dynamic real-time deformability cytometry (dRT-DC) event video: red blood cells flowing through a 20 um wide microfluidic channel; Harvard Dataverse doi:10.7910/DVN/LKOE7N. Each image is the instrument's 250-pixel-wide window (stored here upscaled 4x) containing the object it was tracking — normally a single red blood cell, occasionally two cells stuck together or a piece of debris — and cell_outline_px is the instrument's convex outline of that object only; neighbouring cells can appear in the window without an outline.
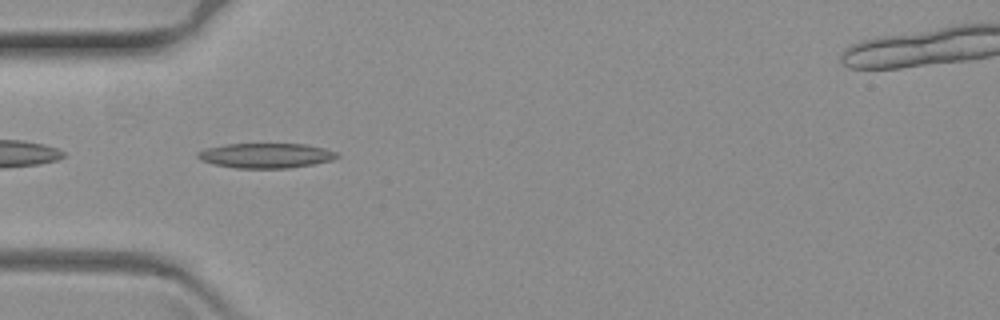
{"species": "common noctule bat (a hibernating species)", "species_latin": "Nyctalus noctula", "temperature_condition": "warm", "stored_images_in_passage": 45, "camera_frame_rate_fps": 3000, "um_per_image_px": 0.085, "animal": {"sex": "female", "body_mass_g": 19.3, "forearm_length_mm": 54.1}, "frame": {"image": 1, "passage_image": 2, "time_ms": 0.333, "image_size_px": [1000, 320], "cell_outline_px": [[340, 156], [332, 160], [312, 164], [288, 168], [236, 168], [212, 164], [200, 160], [196, 156], [196, 152], [208, 148], [224, 144], [304, 144], [324, 148], [336, 152]], "centroid_in_image_um": [22.57, 13.22], "position_along_channel_um": 62.4, "area_um2": 20.17}}
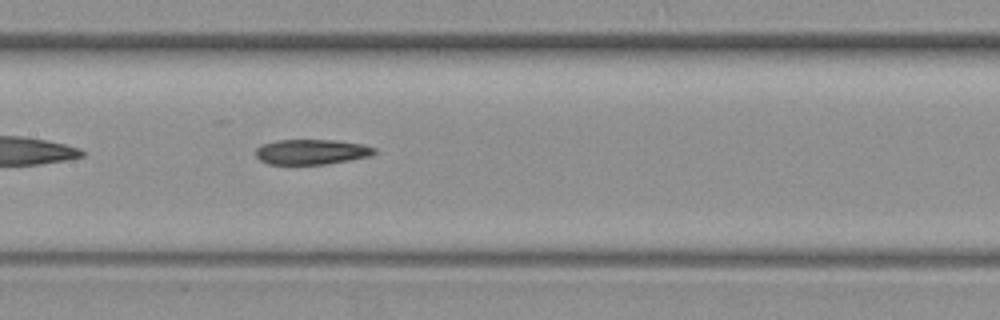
{"frame": {"image": 2, "passage_image": 13, "time_ms": 4.0, "image_size_px": [1000, 320], "cell_outline_px": [[376, 152], [372, 156], [328, 164], [268, 164], [260, 160], [256, 156], [256, 148], [260, 144], [276, 140], [336, 140], [364, 144], [376, 148]], "centroid_in_image_um": [26.5, 12.9], "position_along_channel_um": 180.9, "area_um2": 17.63}}
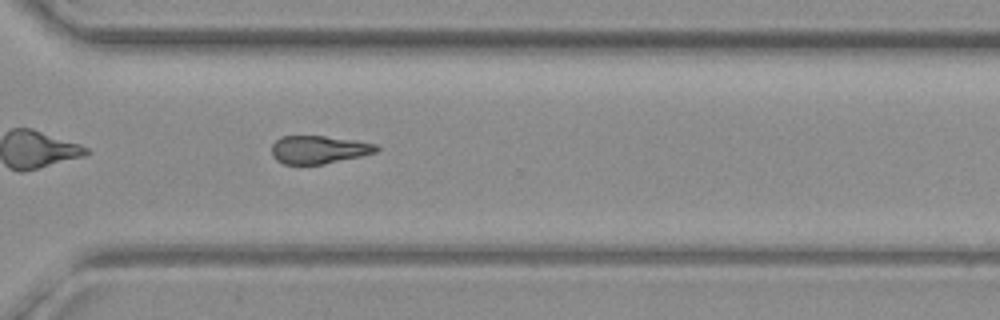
{"frame": {"image": 3, "passage_image": 28, "time_ms": 9.0, "image_size_px": [1000, 320], "cell_outline_px": [[380, 148], [376, 152], [360, 156], [324, 164], [284, 164], [276, 160], [272, 156], [272, 144], [280, 136], [324, 136], [356, 140], [376, 144]], "centroid_in_image_um": [27.08, 12.71], "position_along_channel_um": 343.5, "area_um2": 17.11}}